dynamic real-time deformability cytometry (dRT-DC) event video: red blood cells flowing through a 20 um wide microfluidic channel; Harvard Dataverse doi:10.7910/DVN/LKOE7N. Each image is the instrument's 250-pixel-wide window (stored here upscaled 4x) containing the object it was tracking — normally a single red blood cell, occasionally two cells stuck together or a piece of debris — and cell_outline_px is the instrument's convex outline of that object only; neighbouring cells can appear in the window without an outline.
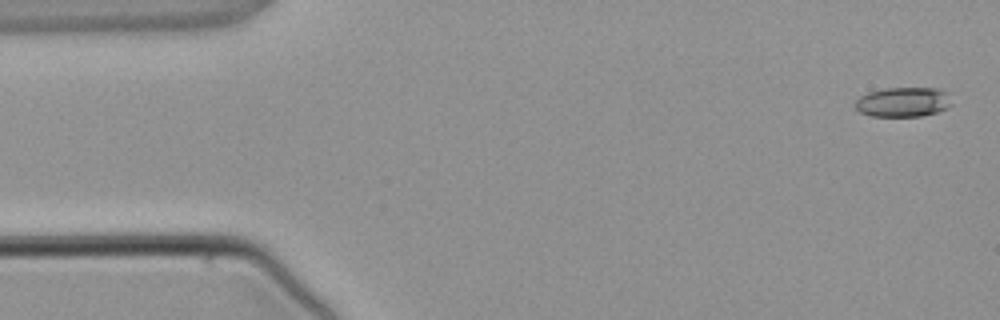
{"species": "common noctule bat (a hibernating species)", "species_latin": "Nyctalus noctula", "temperature_condition": "warm", "stored_images_in_passage": 4, "camera_frame_rate_fps": 3000, "um_per_image_px": 0.085, "animal": {"sex": "male", "body_mass_g": 21.5, "forearm_length_mm": 52.0}, "frame": {"image": 1, "passage_image": 1, "time_ms": 0.0, "image_size_px": [1000, 320], "cell_outline_px": [[952, 104], [948, 108], [936, 112], [920, 116], [872, 116], [860, 112], [852, 104], [860, 96], [868, 92], [884, 88], [936, 88], [948, 92]], "centroid_in_image_um": [76.76, 8.66], "position_along_channel_um": 8.2, "area_um2": 16.82}}
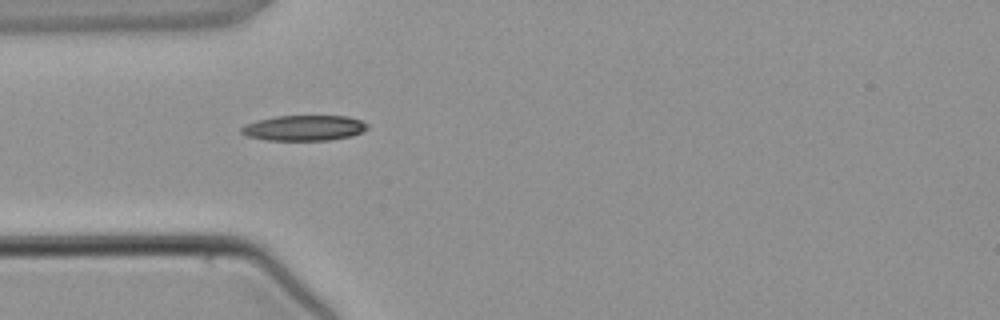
{"frame": {"image": 2, "passage_image": 4, "time_ms": 3.667, "image_size_px": [1000, 320], "cell_outline_px": [[368, 128], [352, 136], [328, 140], [264, 140], [248, 136], [240, 132], [240, 128], [244, 124], [256, 120], [276, 116], [348, 116], [360, 120], [368, 124]], "centroid_in_image_um": [25.81, 10.87], "position_along_channel_um": 59.2, "area_um2": 18.73}}